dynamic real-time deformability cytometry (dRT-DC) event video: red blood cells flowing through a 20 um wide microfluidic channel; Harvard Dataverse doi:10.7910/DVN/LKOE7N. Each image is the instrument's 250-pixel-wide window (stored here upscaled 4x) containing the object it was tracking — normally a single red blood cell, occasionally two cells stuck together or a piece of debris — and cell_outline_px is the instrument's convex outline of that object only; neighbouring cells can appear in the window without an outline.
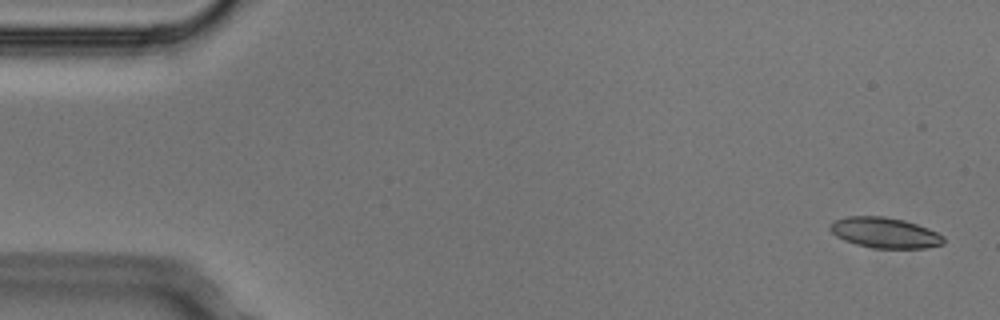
{"species": "Egyptian fruit bat (a non-hibernating species)", "species_latin": "Rousettus aegyptiacus", "temperature_condition": "cold", "stored_images_in_passage": 9, "camera_frame_rate_fps": 3000, "um_per_image_px": 0.085, "animal": {"sex": "male"}, "frame": {"image": 1, "passage_image": 1, "time_ms": 0.0, "image_size_px": [1000, 320], "cell_outline_px": [[944, 244], [924, 248], [872, 248], [856, 244], [844, 240], [836, 236], [828, 228], [836, 220], [848, 216], [884, 216], [904, 220], [928, 228], [944, 236]], "centroid_in_image_um": [75.22, 19.78], "position_along_channel_um": 9.8, "area_um2": 20.11}}
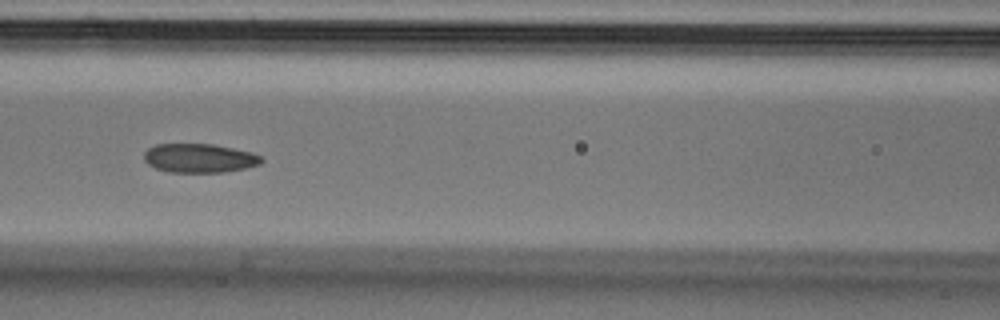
{"frame": {"image": 2, "passage_image": 7, "time_ms": 2.0, "image_size_px": [1000, 320], "cell_outline_px": [[264, 160], [260, 164], [244, 168], [224, 172], [168, 172], [156, 168], [148, 164], [144, 160], [144, 152], [148, 148], [156, 144], [212, 144], [252, 152], [264, 156]], "centroid_in_image_um": [16.96, 13.44], "position_along_channel_um": 149.6, "area_um2": 19.88}}
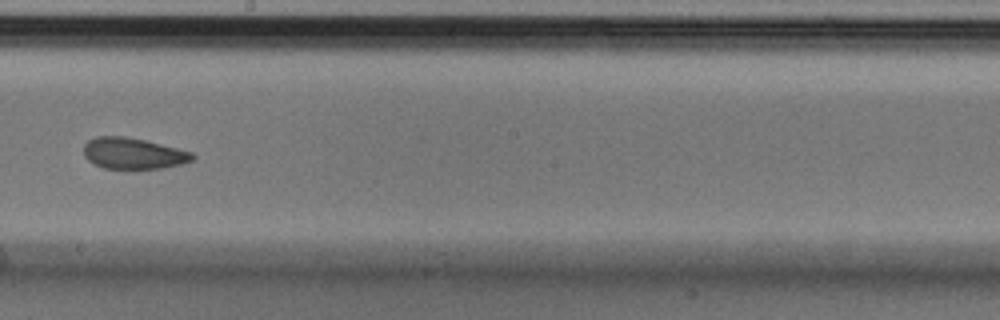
{"frame": {"image": 3, "passage_image": 9, "time_ms": 2.667, "image_size_px": [1000, 320], "cell_outline_px": [[196, 156], [192, 160], [180, 164], [160, 168], [104, 168], [88, 160], [84, 156], [84, 144], [88, 140], [96, 136], [124, 136], [144, 140], [192, 152]], "centroid_in_image_um": [11.3, 13.03], "position_along_channel_um": 236.9, "area_um2": 19.48}}